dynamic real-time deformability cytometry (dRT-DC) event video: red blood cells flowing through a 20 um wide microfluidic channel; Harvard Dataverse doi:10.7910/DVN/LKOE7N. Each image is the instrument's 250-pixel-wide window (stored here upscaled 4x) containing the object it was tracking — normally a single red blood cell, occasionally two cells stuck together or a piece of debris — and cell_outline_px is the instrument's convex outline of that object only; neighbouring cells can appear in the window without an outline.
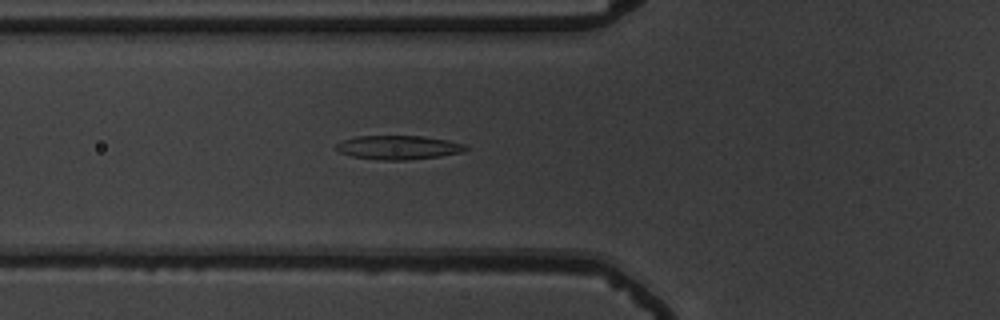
{"species": "common noctule bat (a hibernating species)", "species_latin": "Nyctalus noctula", "temperature_condition": "warm", "stored_images_in_passage": 40, "camera_frame_rate_fps": 3000, "um_per_image_px": 0.085, "animal": {"sex": "male", "body_mass_g": 19.5, "forearm_length_mm": 54.6}, "frame": {"image": 1, "passage_image": 5, "time_ms": 1.333, "image_size_px": [1000, 320], "cell_outline_px": [[468, 148], [460, 152], [440, 156], [408, 160], [380, 160], [352, 156], [340, 152], [336, 148], [336, 144], [344, 140], [356, 136], [424, 136], [448, 140], [464, 144]], "centroid_in_image_um": [33.86, 12.53], "position_along_channel_um": 91.9, "area_um2": 17.92}}
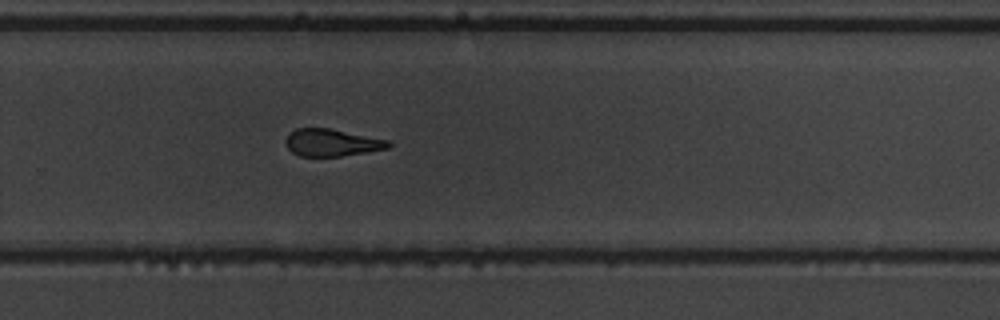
{"frame": {"image": 2, "passage_image": 22, "time_ms": 7.0, "image_size_px": [1000, 320], "cell_outline_px": [[392, 144], [388, 148], [340, 156], [300, 156], [292, 152], [288, 148], [284, 140], [296, 128], [332, 128], [388, 140]], "centroid_in_image_um": [28.19, 12.11], "position_along_channel_um": 301.6, "area_um2": 16.18}}
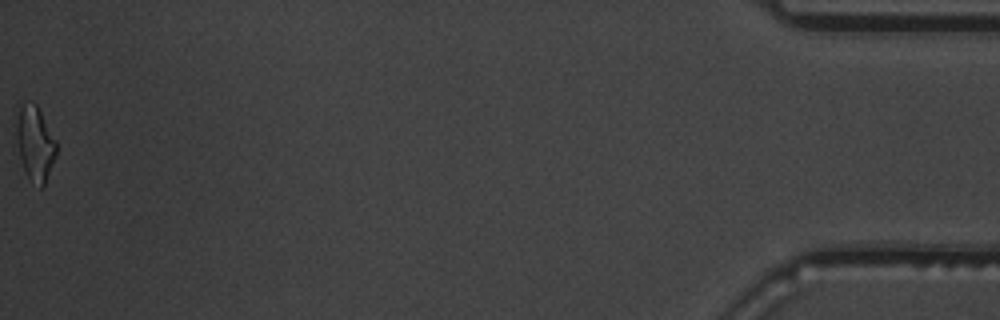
{"frame": {"image": 3, "passage_image": 40, "time_ms": 13.0, "image_size_px": [1000, 320], "cell_outline_px": [[56, 156], [44, 188], [40, 188], [28, 176], [12, 152], [16, 100], [32, 100], [36, 104], [56, 140]], "centroid_in_image_um": [2.83, 12.09], "position_along_channel_um": 432.4, "area_um2": 19.31}, "authors_computed_cell_mechanics": {"area_um2": 17.4845, "velocity_mm_per_s": 3.7021, "shape_relaxation_time_tau1_ms": 9.4604, "shape_relaxation_time_tau2_ms": 3.0666, "deformation_change_tau1": 0.2413, "deformation_change_tau2": 0.1288}}